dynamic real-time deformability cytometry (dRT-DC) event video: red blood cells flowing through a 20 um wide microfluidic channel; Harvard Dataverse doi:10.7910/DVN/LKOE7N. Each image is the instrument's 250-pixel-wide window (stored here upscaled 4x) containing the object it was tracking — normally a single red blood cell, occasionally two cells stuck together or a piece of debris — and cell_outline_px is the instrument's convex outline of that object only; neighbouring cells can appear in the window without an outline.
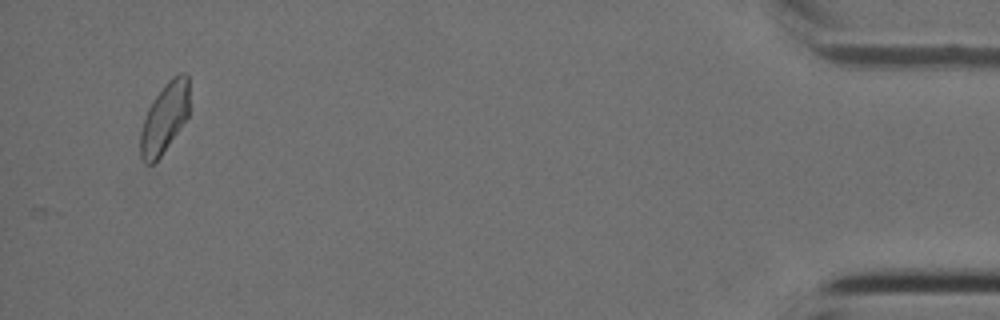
{"species": "Egyptian fruit bat (a non-hibernating species)", "species_latin": "Rousettus aegyptiacus", "temperature_condition": "cold", "stored_images_in_passage": 40, "camera_frame_rate_fps": 3000, "um_per_image_px": 0.085, "animal": {"sex": "female"}, "frame": {"image": 1, "passage_image": 40, "time_ms": 13.0, "image_size_px": [1000, 320], "cell_outline_px": [[188, 116], [180, 128], [160, 156], [152, 164], [144, 164], [140, 156], [140, 132], [148, 108], [164, 84], [172, 76], [180, 72], [184, 72], [188, 76]], "centroid_in_image_um": [13.97, 10.01], "position_along_channel_um": 421.2, "area_um2": 19.77}}